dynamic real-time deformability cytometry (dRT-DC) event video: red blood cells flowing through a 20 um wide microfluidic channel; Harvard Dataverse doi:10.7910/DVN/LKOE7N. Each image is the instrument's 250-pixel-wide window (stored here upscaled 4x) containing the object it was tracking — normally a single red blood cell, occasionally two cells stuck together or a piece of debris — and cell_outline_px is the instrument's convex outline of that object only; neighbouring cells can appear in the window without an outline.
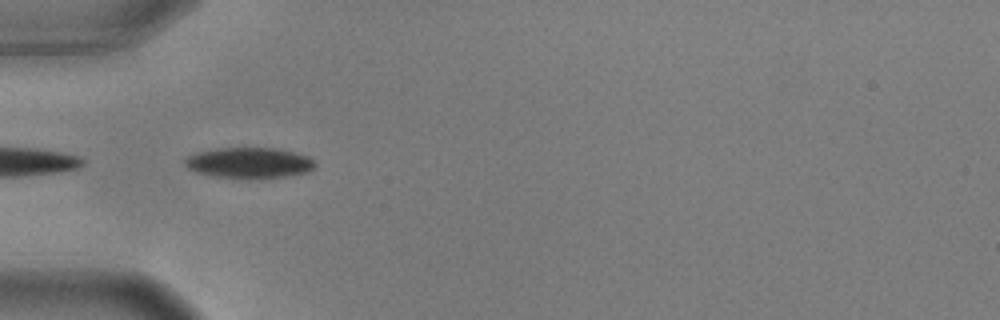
{"species": "common noctule bat (a hibernating species)", "species_latin": "Nyctalus noctula", "temperature_condition": "warm", "stored_images_in_passage": 3, "camera_frame_rate_fps": 3000, "um_per_image_px": 0.085, "animal": {"sex": "male", "body_mass_g": 17.9, "forearm_length_mm": 54.2}, "frame": {"image": 1, "passage_image": 1, "time_ms": 0.0, "image_size_px": [1000, 320], "cell_outline_px": [[316, 168], [308, 172], [288, 176], [212, 176], [196, 172], [188, 168], [184, 164], [184, 160], [192, 152], [216, 148], [276, 148], [308, 156], [316, 164]], "centroid_in_image_um": [21.15, 13.8], "position_along_channel_um": 63.9, "area_um2": 22.77}}